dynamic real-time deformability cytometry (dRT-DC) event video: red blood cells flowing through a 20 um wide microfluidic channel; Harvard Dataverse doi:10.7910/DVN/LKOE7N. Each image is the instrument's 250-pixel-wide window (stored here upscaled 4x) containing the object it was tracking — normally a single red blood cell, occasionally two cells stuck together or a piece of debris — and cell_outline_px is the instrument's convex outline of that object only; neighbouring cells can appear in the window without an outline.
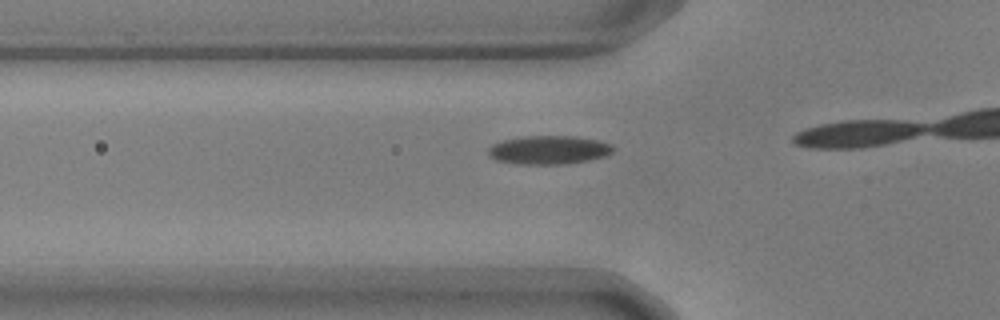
{"species": "common noctule bat (a hibernating species)", "species_latin": "Nyctalus noctula", "temperature_condition": "warm", "stored_images_in_passage": 8, "camera_frame_rate_fps": 3000, "um_per_image_px": 0.085, "animal": {"sex": "male", "body_mass_g": 17.9, "forearm_length_mm": 54.2}, "frame": {"image": 1, "passage_image": 4, "time_ms": 1.0, "image_size_px": [1000, 320], "cell_outline_px": [[616, 148], [608, 156], [568, 164], [516, 164], [496, 160], [488, 156], [488, 148], [492, 144], [504, 140], [524, 136], [576, 136], [600, 140], [612, 144]], "centroid_in_image_um": [46.69, 12.74], "position_along_channel_um": 79.1, "area_um2": 21.15}}
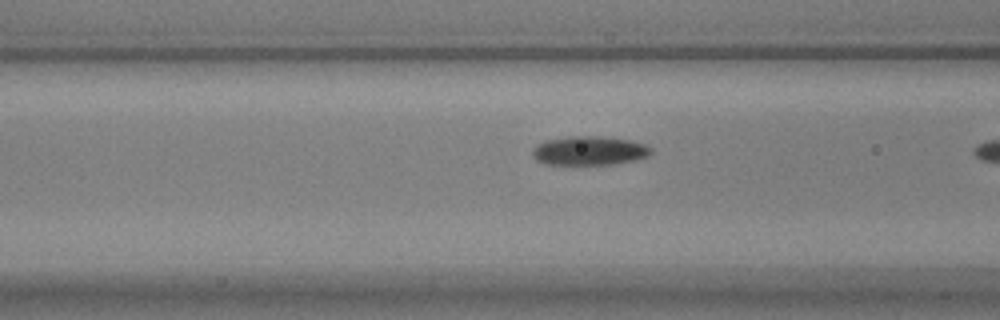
{"frame": {"image": 2, "passage_image": 7, "time_ms": 2.0, "image_size_px": [1000, 320], "cell_outline_px": [[652, 152], [648, 156], [636, 160], [612, 164], [544, 164], [536, 160], [532, 156], [532, 148], [536, 144], [544, 140], [568, 136], [600, 136], [628, 140], [644, 144], [652, 148]], "centroid_in_image_um": [50.05, 12.8], "position_along_channel_um": 116.6, "area_um2": 20.17}}